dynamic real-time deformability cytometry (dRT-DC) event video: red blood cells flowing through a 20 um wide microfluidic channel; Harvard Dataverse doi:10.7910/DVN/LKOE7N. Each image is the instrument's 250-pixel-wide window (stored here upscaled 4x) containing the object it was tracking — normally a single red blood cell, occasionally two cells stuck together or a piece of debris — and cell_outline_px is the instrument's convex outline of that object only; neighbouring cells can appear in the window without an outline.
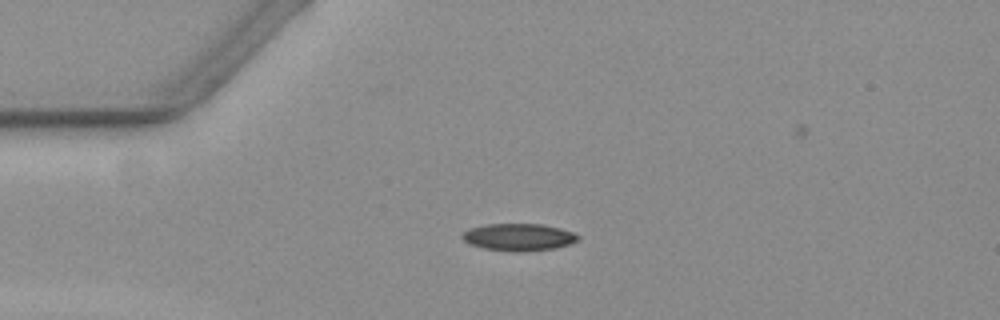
{"species": "common noctule bat (a hibernating species)", "species_latin": "Nyctalus noctula", "temperature_condition": "warm", "stored_images_in_passage": 5, "segment_of_instrument_passage": [1, 2], "camera_frame_rate_fps": 3000, "um_per_image_px": 0.085, "animal": {"sex": "female", "body_mass_g": 19.3, "forearm_length_mm": 54.1}, "frame": {"image": 1, "passage_image": 1, "time_ms": 0.0, "image_size_px": [1000, 320], "cell_outline_px": [[140, 264], [136, 272], [36, 268], [44, 252], [52, 244], [104, 248], [120, 252]], "centroid_in_image_um": [7.32, 22.03], "position_along_channel_um": 77.7, "area_um2": 14.85}}